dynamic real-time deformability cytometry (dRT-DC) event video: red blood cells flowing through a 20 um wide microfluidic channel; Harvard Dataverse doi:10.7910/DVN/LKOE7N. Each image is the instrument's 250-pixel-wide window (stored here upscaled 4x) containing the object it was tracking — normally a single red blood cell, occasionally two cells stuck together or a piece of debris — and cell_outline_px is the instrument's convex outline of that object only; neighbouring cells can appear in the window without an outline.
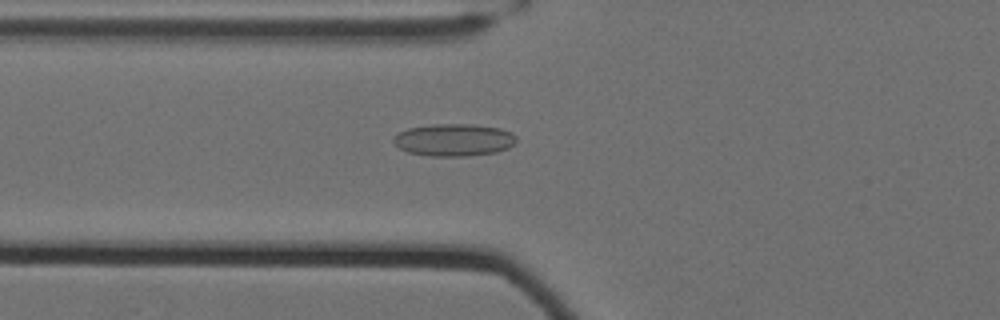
{"species": "Egyptian fruit bat (a non-hibernating species)", "species_latin": "Rousettus aegyptiacus", "temperature_condition": "cold", "stored_images_in_passage": 61, "camera_frame_rate_fps": 3000, "um_per_image_px": 0.085, "animal": {"sex": "female"}, "frame": {"image": 1, "passage_image": 26, "time_ms": 8.333, "image_size_px": [1000, 320], "cell_outline_px": [[516, 140], [508, 148], [496, 152], [468, 156], [428, 156], [408, 152], [400, 148], [392, 140], [400, 132], [408, 128], [432, 124], [472, 124], [500, 128], [512, 132], [516, 136]], "centroid_in_image_um": [38.6, 11.89], "position_along_channel_um": 87.2, "area_um2": 23.12}}
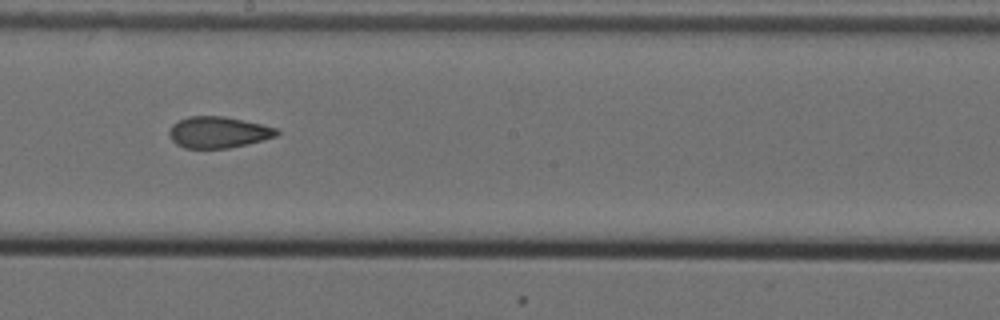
{"frame": {"image": 2, "passage_image": 38, "time_ms": 12.333, "image_size_px": [1000, 320], "cell_outline_px": [[280, 132], [276, 136], [228, 148], [184, 148], [176, 144], [172, 140], [168, 132], [172, 124], [188, 116], [224, 116], [244, 120], [276, 128]], "centroid_in_image_um": [18.51, 11.23], "position_along_channel_um": 229.7, "area_um2": 19.42}}
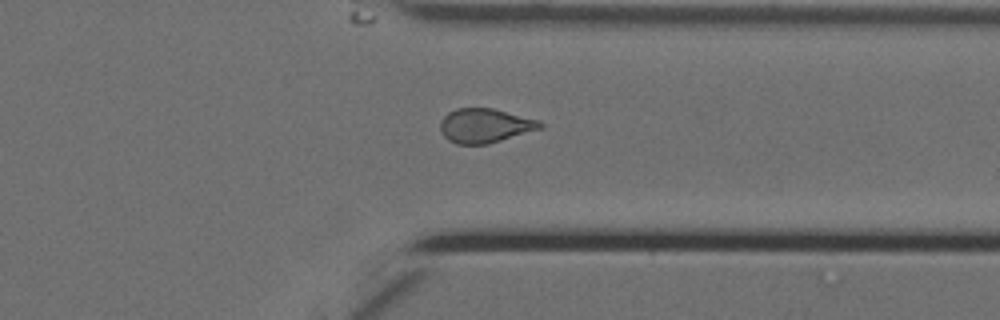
{"frame": {"image": 3, "passage_image": 50, "time_ms": 16.333, "image_size_px": [1000, 320], "cell_outline_px": [[544, 128], [488, 144], [456, 144], [448, 140], [440, 132], [440, 120], [448, 112], [456, 108], [492, 108], [540, 120], [544, 124]], "centroid_in_image_um": [41.23, 10.68], "position_along_channel_um": 370.2, "area_um2": 20.17}, "authors_computed_cell_mechanics": {"area_um2": 20.6346, "velocity_mm_per_s": 3.5211, "shape_relaxation_time_tau1_ms": null, "shape_relaxation_time_tau2_ms": 2.2692, "deformation_change_tau1": null, "deformation_change_tau2": 0.0921}}